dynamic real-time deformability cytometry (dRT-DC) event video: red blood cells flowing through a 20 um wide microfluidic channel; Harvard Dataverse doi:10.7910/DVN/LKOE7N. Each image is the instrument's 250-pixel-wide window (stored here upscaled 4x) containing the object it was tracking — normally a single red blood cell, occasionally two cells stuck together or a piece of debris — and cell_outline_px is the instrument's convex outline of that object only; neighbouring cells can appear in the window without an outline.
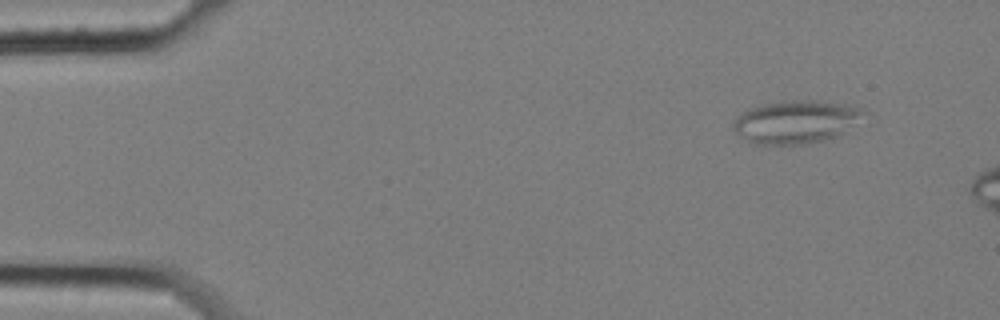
{"species": "common noctule bat (a hibernating species)", "species_latin": "Nyctalus noctula", "temperature_condition": "cold", "stored_images_in_passage": 15, "camera_frame_rate_fps": 3000, "um_per_image_px": 0.085, "animal": {"sex": "female", "body_mass_g": 25.1}, "frame": {"image": 1, "passage_image": 2, "time_ms": 0.333, "image_size_px": [1000, 320], "cell_outline_px": [[860, 112], [844, 132], [836, 136], [824, 140], [804, 144], [756, 144], [748, 140], [736, 132], [732, 128], [732, 124], [736, 116], [748, 108], [764, 104], [792, 100], [812, 100], [844, 104], [860, 108]], "centroid_in_image_um": [67.52, 10.36], "position_along_channel_um": 17.5, "area_um2": 31.67}}
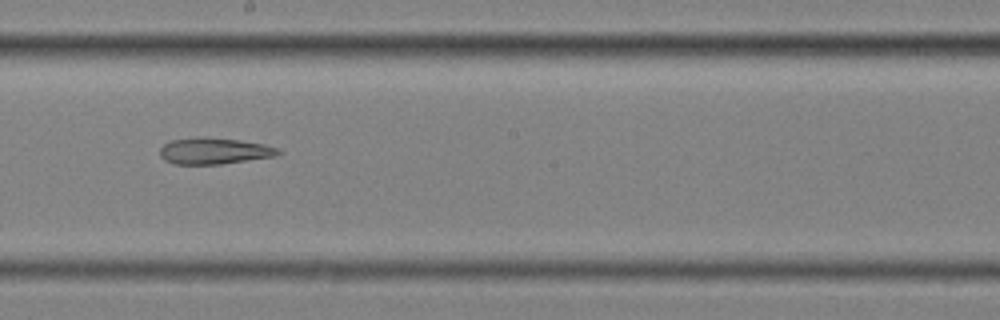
{"frame": {"image": 2, "passage_image": 8, "time_ms": 2.333, "image_size_px": [1000, 320], "cell_outline_px": [[284, 152], [276, 156], [220, 164], [172, 164], [164, 160], [160, 156], [160, 148], [164, 144], [172, 140], [196, 136], [204, 136], [240, 140], [264, 144], [280, 148]], "centroid_in_image_um": [18.22, 12.82], "position_along_channel_um": 230.0, "area_um2": 18.5}}
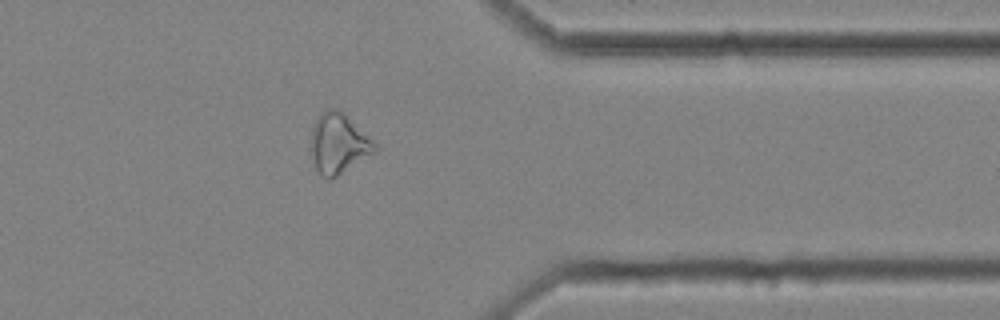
{"frame": {"image": 3, "passage_image": 12, "time_ms": 3.667, "image_size_px": [1000, 320], "cell_outline_px": [[376, 152], [336, 176], [324, 176], [316, 168], [308, 148], [312, 128], [316, 120], [324, 112], [332, 108], [340, 108], [376, 144]], "centroid_in_image_um": [28.75, 12.17], "position_along_channel_um": 382.7, "area_um2": 22.08}}